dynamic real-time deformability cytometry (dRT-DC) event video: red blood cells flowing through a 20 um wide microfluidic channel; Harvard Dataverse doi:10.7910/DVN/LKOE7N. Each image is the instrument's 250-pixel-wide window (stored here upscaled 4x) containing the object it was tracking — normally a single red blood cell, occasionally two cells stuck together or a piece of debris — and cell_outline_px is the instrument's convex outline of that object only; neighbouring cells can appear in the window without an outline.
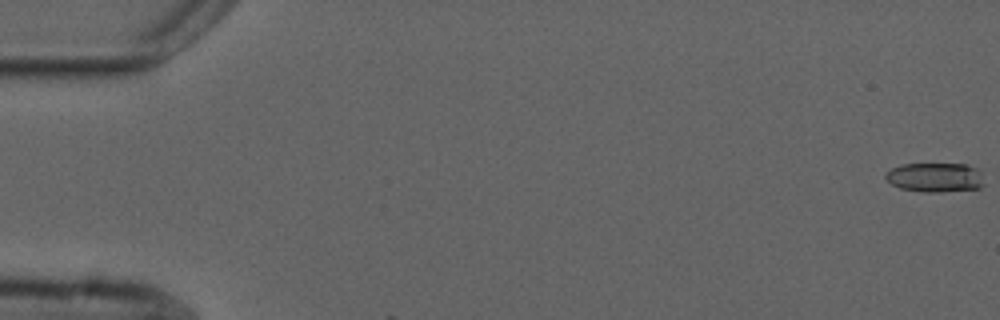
{"species": "common noctule bat (a hibernating species)", "species_latin": "Nyctalus noctula", "temperature_condition": "cold", "stored_images_in_passage": 2, "camera_frame_rate_fps": 3000, "um_per_image_px": 0.085, "animal": {"sex": "male", "forearm_length_mm": 52.5}, "frame": {"image": 1, "passage_image": 1, "time_ms": 0.0, "image_size_px": [1000, 320], "cell_outline_px": [[984, 184], [980, 188], [940, 192], [928, 192], [900, 188], [892, 184], [884, 176], [892, 168], [900, 164], [964, 164], [976, 168], [980, 172]], "centroid_in_image_um": [79.49, 15.07], "position_along_channel_um": 5.5, "area_um2": 16.7}}